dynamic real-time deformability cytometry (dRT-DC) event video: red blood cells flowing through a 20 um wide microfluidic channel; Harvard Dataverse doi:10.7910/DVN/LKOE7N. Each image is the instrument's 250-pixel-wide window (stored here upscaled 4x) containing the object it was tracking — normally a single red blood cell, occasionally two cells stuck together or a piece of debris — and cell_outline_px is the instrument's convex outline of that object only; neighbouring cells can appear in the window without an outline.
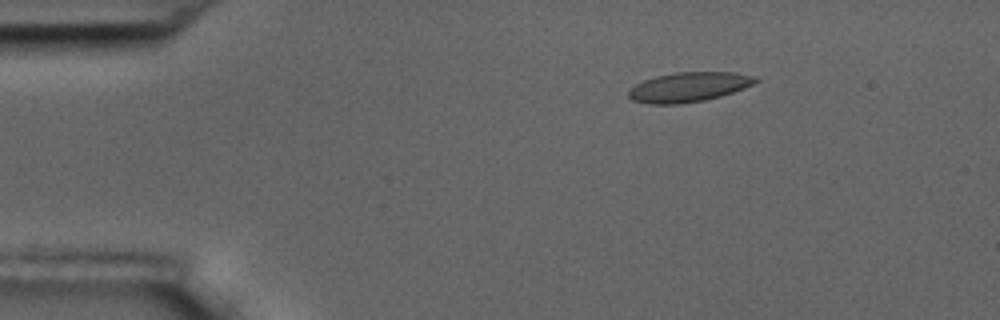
{"species": "common noctule bat (a hibernating species)", "species_latin": "Nyctalus noctula", "temperature_condition": "room temperature", "stored_images_in_passage": 48, "camera_frame_rate_fps": 3000, "um_per_image_px": 0.085, "animal": {"sex": "male", "body_mass_g": 17.5, "forearm_length_mm": 52.3}, "frame": {"image": 1, "passage_image": 2, "time_ms": 0.333, "image_size_px": [1000, 320], "cell_outline_px": [[760, 80], [744, 88], [720, 96], [704, 100], [680, 104], [648, 104], [632, 100], [628, 96], [628, 92], [636, 84], [644, 80], [656, 76], [676, 72], [736, 72], [756, 76]], "centroid_in_image_um": [58.55, 7.39], "position_along_channel_um": 26.4, "area_um2": 21.91}}
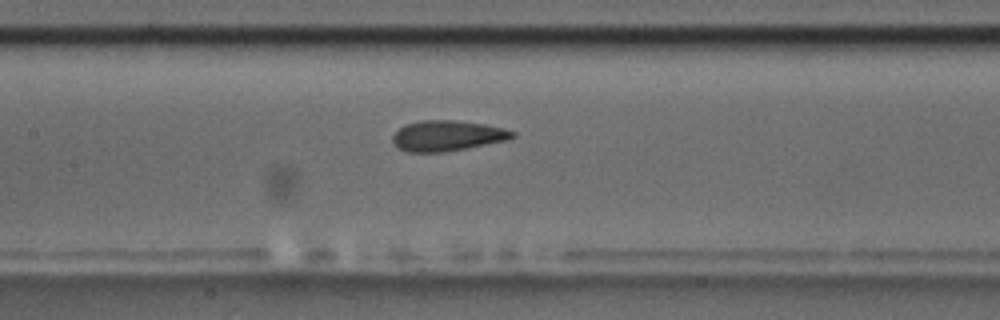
{"frame": {"image": 2, "passage_image": 19, "time_ms": 6.0, "image_size_px": [1000, 320], "cell_outline_px": [[516, 136], [508, 140], [444, 152], [408, 152], [396, 148], [392, 144], [392, 136], [404, 124], [420, 120], [456, 120], [484, 124], [504, 128], [516, 132]], "centroid_in_image_um": [37.99, 11.54], "position_along_channel_um": 169.4, "area_um2": 21.5}}
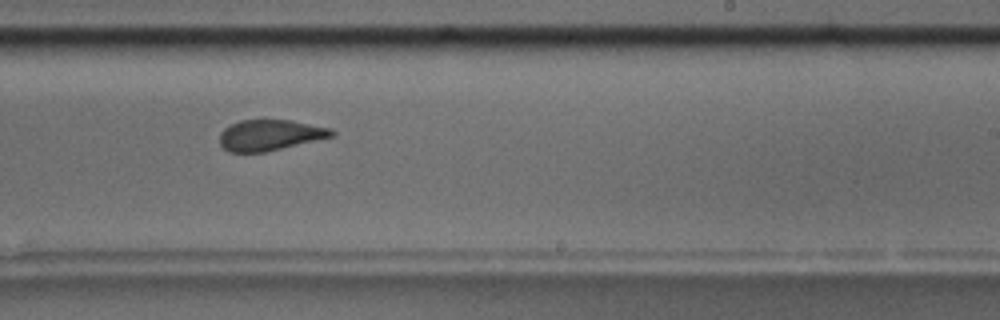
{"frame": {"image": 3, "passage_image": 27, "time_ms": 8.667, "image_size_px": [1000, 320], "cell_outline_px": [[336, 136], [264, 152], [228, 152], [220, 144], [220, 132], [228, 124], [240, 120], [292, 120], [332, 128], [336, 132]], "centroid_in_image_um": [22.97, 11.47], "position_along_channel_um": 266.0, "area_um2": 20.35}, "authors_computed_cell_mechanics": {"area_um2": 21.4727, "velocity_mm_per_s": 3.6399, "shape_relaxation_time_tau1_ms": null, "shape_relaxation_time_tau2_ms": 1.4355, "deformation_change_tau1": null, "deformation_change_tau2": 0.085}}